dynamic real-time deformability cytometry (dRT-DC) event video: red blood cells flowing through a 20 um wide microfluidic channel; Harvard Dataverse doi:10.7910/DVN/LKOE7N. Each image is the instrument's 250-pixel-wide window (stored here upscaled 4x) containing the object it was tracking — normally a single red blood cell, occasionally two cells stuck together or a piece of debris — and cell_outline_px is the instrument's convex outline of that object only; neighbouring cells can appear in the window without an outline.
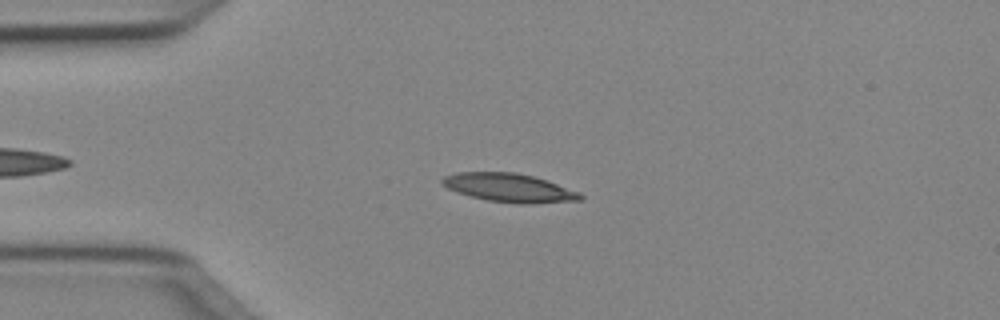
{"species": "Egyptian fruit bat (a non-hibernating species)", "species_latin": "Rousettus aegyptiacus", "temperature_condition": "cold", "stored_images_in_passage": 45, "camera_frame_rate_fps": 3000, "um_per_image_px": 0.085, "animal": {"sex": "female"}, "frame": {"image": 1, "passage_image": 11, "time_ms": 3.333, "image_size_px": [1000, 320], "cell_outline_px": [[584, 200], [528, 204], [520, 204], [488, 200], [472, 196], [448, 188], [440, 184], [440, 180], [444, 176], [456, 172], [516, 172], [548, 180], [580, 192], [584, 196]], "centroid_in_image_um": [43.33, 15.95], "position_along_channel_um": 41.7, "area_um2": 23.06}}
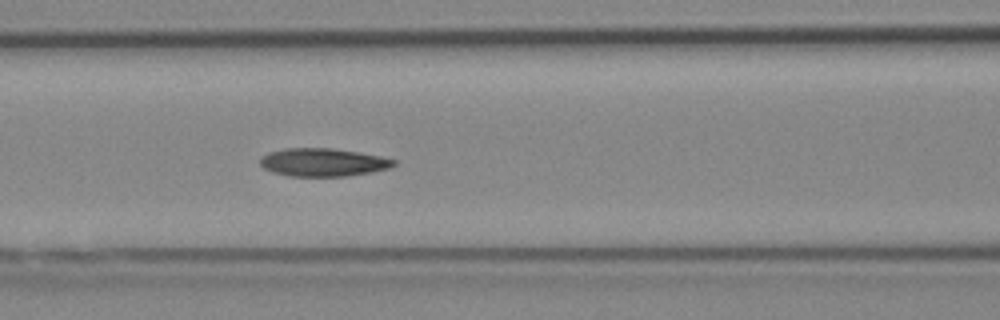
{"frame": {"image": 2, "passage_image": 20, "time_ms": 6.333, "image_size_px": [1000, 320], "cell_outline_px": [[396, 164], [392, 168], [372, 172], [344, 176], [288, 176], [272, 172], [264, 168], [260, 164], [260, 156], [268, 152], [284, 148], [332, 148], [360, 152], [380, 156], [396, 160]], "centroid_in_image_um": [27.45, 13.79], "position_along_channel_um": 139.1, "area_um2": 22.08}}
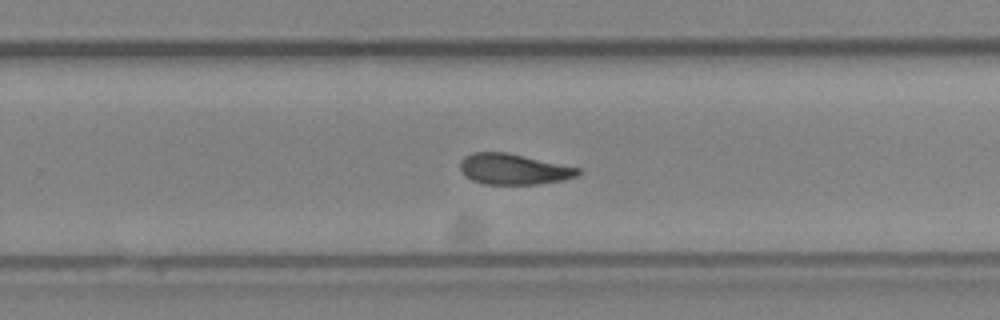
{"frame": {"image": 3, "passage_image": 31, "time_ms": 10.0, "image_size_px": [1000, 320], "cell_outline_px": [[580, 172], [576, 176], [564, 180], [536, 184], [484, 184], [472, 180], [464, 176], [460, 168], [460, 160], [464, 156], [472, 152], [508, 152], [580, 168]], "centroid_in_image_um": [43.62, 14.37], "position_along_channel_um": 286.2, "area_um2": 21.21}, "authors_computed_cell_mechanics": {"area_um2": 21.6172, "velocity_mm_per_s": 4.0308, "shape_relaxation_time_tau1_ms": 3.4953, "shape_relaxation_time_tau2_ms": 4.684, "deformation_change_tau1": 0.1559, "deformation_change_tau2": 0.1245}}